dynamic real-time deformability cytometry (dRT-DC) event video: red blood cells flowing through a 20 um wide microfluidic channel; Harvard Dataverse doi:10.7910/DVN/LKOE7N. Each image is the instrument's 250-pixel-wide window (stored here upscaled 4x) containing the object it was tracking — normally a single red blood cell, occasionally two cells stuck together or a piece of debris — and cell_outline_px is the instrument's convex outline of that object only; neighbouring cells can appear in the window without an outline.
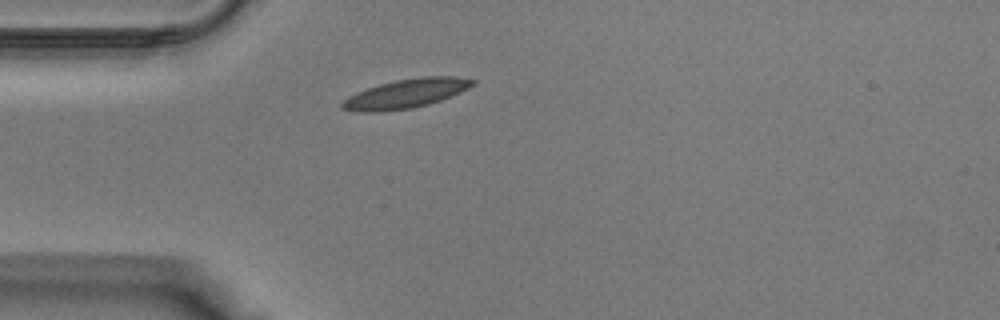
{"species": "Egyptian fruit bat (a non-hibernating species)", "species_latin": "Rousettus aegyptiacus", "temperature_condition": "warm", "stored_images_in_passage": 26, "camera_frame_rate_fps": 3000, "um_per_image_px": 0.085, "animal": {"sex": "male"}, "frame": {"image": 1, "passage_image": 1, "time_ms": 0.0, "image_size_px": [1000, 320], "cell_outline_px": [[476, 84], [460, 92], [440, 100], [428, 104], [412, 108], [380, 112], [356, 112], [340, 108], [340, 104], [348, 96], [356, 92], [380, 84], [396, 80], [420, 76], [456, 76], [476, 80]], "centroid_in_image_um": [34.49, 7.95], "position_along_channel_um": 50.5, "area_um2": 22.2}}
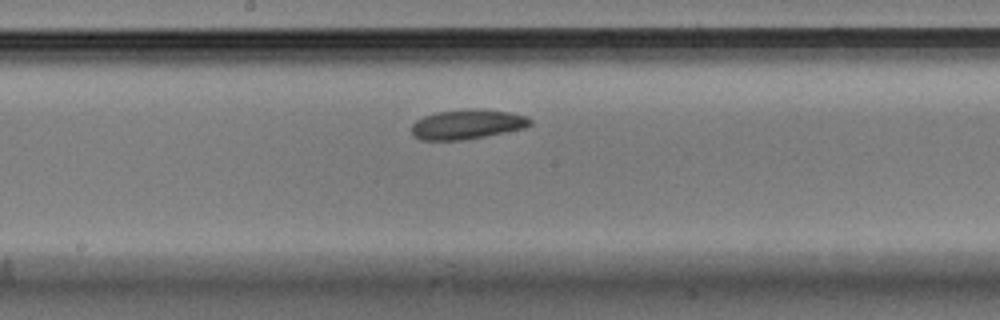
{"frame": {"image": 2, "passage_image": 11, "time_ms": 3.333, "image_size_px": [1000, 320], "cell_outline_px": [[532, 124], [524, 128], [464, 140], [420, 140], [412, 136], [412, 124], [416, 120], [424, 116], [436, 112], [476, 108], [484, 108], [512, 112], [528, 116], [532, 120]], "centroid_in_image_um": [39.73, 10.55], "position_along_channel_um": 208.5, "area_um2": 20.75}}
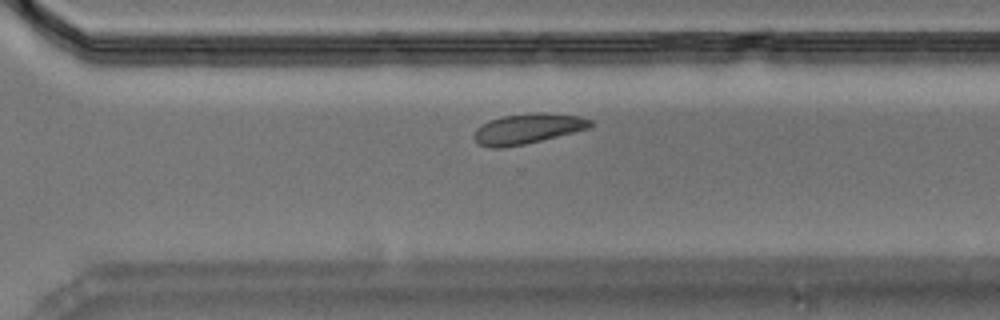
{"frame": {"image": 3, "passage_image": 18, "time_ms": 5.667, "image_size_px": [1000, 320], "cell_outline_px": [[592, 128], [524, 144], [500, 148], [492, 148], [480, 144], [472, 136], [476, 128], [488, 120], [500, 116], [536, 112], [540, 112], [580, 116], [592, 120]], "centroid_in_image_um": [44.85, 10.93], "position_along_channel_um": 325.7, "area_um2": 20.58}}